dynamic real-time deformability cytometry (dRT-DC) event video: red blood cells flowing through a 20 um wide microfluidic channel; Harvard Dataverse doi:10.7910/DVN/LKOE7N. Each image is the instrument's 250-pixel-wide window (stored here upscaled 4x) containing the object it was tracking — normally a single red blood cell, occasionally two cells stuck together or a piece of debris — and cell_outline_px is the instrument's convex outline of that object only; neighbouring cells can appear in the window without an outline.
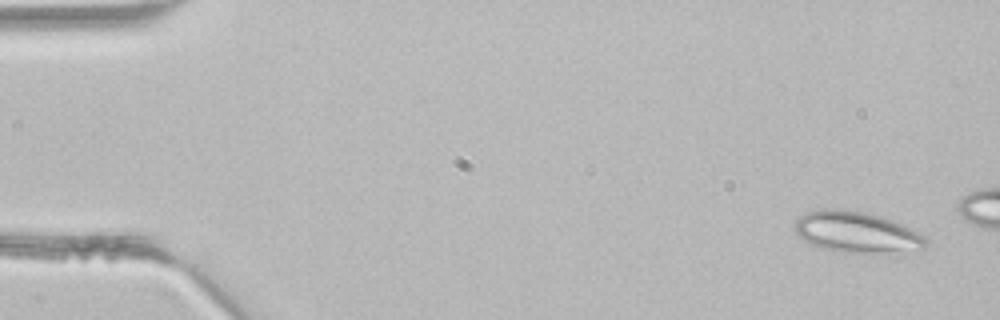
{"species": "common noctule bat (a hibernating species)", "species_latin": "Nyctalus noctula", "temperature_condition": "room temperature", "stored_images_in_passage": 3, "camera_frame_rate_fps": 3000, "um_per_image_px": 0.085, "animal": {"sex": "male", "body_mass_g": 21.5, "forearm_length_mm": 52.0}, "frame": {"image": 1, "passage_image": 1, "time_ms": 0.0, "image_size_px": [1000, 320], "cell_outline_px": [[928, 240], [920, 256], [840, 252], [820, 248], [804, 240], [792, 228], [796, 220], [804, 212], [820, 208], [840, 208], [864, 212], [880, 216], [904, 224], [924, 236]], "centroid_in_image_um": [72.94, 19.79], "position_along_channel_um": 12.1, "area_um2": 33.06}}